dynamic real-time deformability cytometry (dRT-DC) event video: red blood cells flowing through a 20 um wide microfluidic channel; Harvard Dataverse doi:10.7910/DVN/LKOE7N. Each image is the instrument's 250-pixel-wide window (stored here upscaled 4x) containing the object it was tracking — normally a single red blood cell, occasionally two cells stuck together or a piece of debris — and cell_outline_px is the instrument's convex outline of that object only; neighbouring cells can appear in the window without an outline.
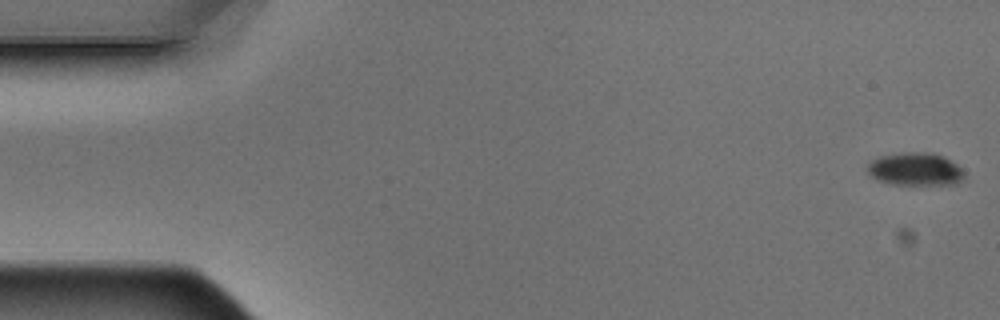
{"species": "Egyptian fruit bat (a non-hibernating species)", "species_latin": "Rousettus aegyptiacus", "temperature_condition": "warm", "stored_images_in_passage": 4, "camera_frame_rate_fps": 3000, "um_per_image_px": 0.085, "animal": {"sex": "male"}, "frame": {"image": 1, "passage_image": 1, "time_ms": 0.0, "image_size_px": [1000, 320], "cell_outline_px": [[964, 180], [956, 184], [892, 184], [876, 180], [864, 168], [872, 160], [880, 156], [904, 152], [932, 152], [944, 156], [956, 164], [964, 172]], "centroid_in_image_um": [77.79, 14.37], "position_along_channel_um": 7.2, "area_um2": 18.73}}
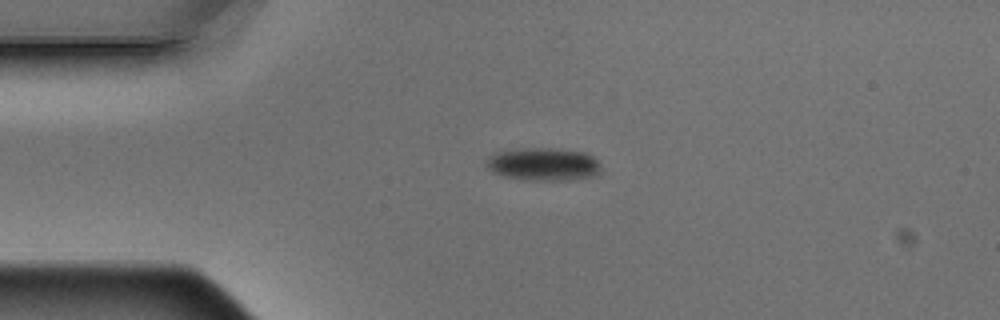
{"frame": {"image": 2, "passage_image": 4, "time_ms": 1.0, "image_size_px": [1000, 320], "cell_outline_px": [[600, 172], [592, 176], [568, 180], [524, 180], [504, 176], [492, 172], [484, 164], [488, 156], [496, 152], [520, 148], [560, 148], [588, 152], [600, 164]], "centroid_in_image_um": [46.17, 13.94], "position_along_channel_um": 38.8, "area_um2": 22.31}}